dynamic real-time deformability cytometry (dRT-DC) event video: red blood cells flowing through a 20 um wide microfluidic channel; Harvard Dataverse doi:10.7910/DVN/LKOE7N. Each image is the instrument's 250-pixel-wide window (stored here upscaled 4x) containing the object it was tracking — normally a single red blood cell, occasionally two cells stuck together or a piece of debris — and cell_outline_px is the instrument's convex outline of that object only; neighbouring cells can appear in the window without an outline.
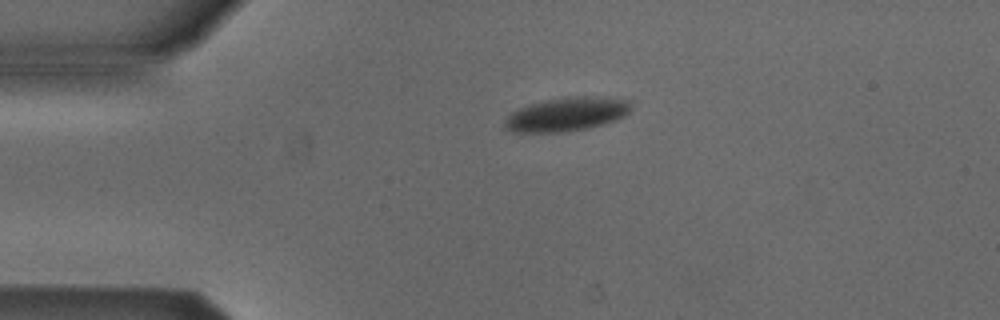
{"species": "Egyptian fruit bat (a non-hibernating species)", "species_latin": "Rousettus aegyptiacus", "temperature_condition": "cold", "stored_images_in_passage": 2, "camera_frame_rate_fps": 3000, "um_per_image_px": 0.085, "animal": {"sex": "male"}, "frame": {"image": 1, "passage_image": 1, "time_ms": 0.0, "image_size_px": [1000, 320], "cell_outline_px": [[632, 104], [628, 112], [624, 116], [600, 124], [584, 128], [564, 132], [512, 132], [504, 128], [504, 120], [512, 112], [520, 108], [544, 100], [564, 96], [608, 96], [632, 100]], "centroid_in_image_um": [48.18, 9.68], "position_along_channel_um": 36.8, "area_um2": 24.91}}